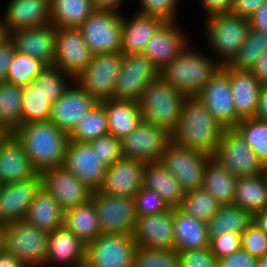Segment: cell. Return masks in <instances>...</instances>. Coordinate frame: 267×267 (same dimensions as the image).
I'll return each instance as SVG.
<instances>
[{
	"label": "cell",
	"instance_id": "1",
	"mask_svg": "<svg viewBox=\"0 0 267 267\" xmlns=\"http://www.w3.org/2000/svg\"><path fill=\"white\" fill-rule=\"evenodd\" d=\"M224 130L198 98L188 97L171 140L179 146L213 156Z\"/></svg>",
	"mask_w": 267,
	"mask_h": 267
},
{
	"label": "cell",
	"instance_id": "2",
	"mask_svg": "<svg viewBox=\"0 0 267 267\" xmlns=\"http://www.w3.org/2000/svg\"><path fill=\"white\" fill-rule=\"evenodd\" d=\"M14 135L38 173L63 166L69 136L52 122L23 124Z\"/></svg>",
	"mask_w": 267,
	"mask_h": 267
},
{
	"label": "cell",
	"instance_id": "3",
	"mask_svg": "<svg viewBox=\"0 0 267 267\" xmlns=\"http://www.w3.org/2000/svg\"><path fill=\"white\" fill-rule=\"evenodd\" d=\"M191 44L160 71V76L175 90L195 97L222 66Z\"/></svg>",
	"mask_w": 267,
	"mask_h": 267
},
{
	"label": "cell",
	"instance_id": "4",
	"mask_svg": "<svg viewBox=\"0 0 267 267\" xmlns=\"http://www.w3.org/2000/svg\"><path fill=\"white\" fill-rule=\"evenodd\" d=\"M187 98L159 76L143 90L138 102L143 121L171 134L178 125Z\"/></svg>",
	"mask_w": 267,
	"mask_h": 267
},
{
	"label": "cell",
	"instance_id": "5",
	"mask_svg": "<svg viewBox=\"0 0 267 267\" xmlns=\"http://www.w3.org/2000/svg\"><path fill=\"white\" fill-rule=\"evenodd\" d=\"M204 35L210 54L221 65L235 57L250 29L249 19L231 13L216 14L203 19Z\"/></svg>",
	"mask_w": 267,
	"mask_h": 267
},
{
	"label": "cell",
	"instance_id": "6",
	"mask_svg": "<svg viewBox=\"0 0 267 267\" xmlns=\"http://www.w3.org/2000/svg\"><path fill=\"white\" fill-rule=\"evenodd\" d=\"M4 227V250L26 267H46L49 233L26 220L8 223Z\"/></svg>",
	"mask_w": 267,
	"mask_h": 267
},
{
	"label": "cell",
	"instance_id": "7",
	"mask_svg": "<svg viewBox=\"0 0 267 267\" xmlns=\"http://www.w3.org/2000/svg\"><path fill=\"white\" fill-rule=\"evenodd\" d=\"M122 61L121 51L94 55L74 81L97 103L113 99Z\"/></svg>",
	"mask_w": 267,
	"mask_h": 267
},
{
	"label": "cell",
	"instance_id": "8",
	"mask_svg": "<svg viewBox=\"0 0 267 267\" xmlns=\"http://www.w3.org/2000/svg\"><path fill=\"white\" fill-rule=\"evenodd\" d=\"M212 158L237 178L255 176L267 171V168L234 128L223 131Z\"/></svg>",
	"mask_w": 267,
	"mask_h": 267
},
{
	"label": "cell",
	"instance_id": "9",
	"mask_svg": "<svg viewBox=\"0 0 267 267\" xmlns=\"http://www.w3.org/2000/svg\"><path fill=\"white\" fill-rule=\"evenodd\" d=\"M137 245L130 234L102 233L86 244L87 267H132Z\"/></svg>",
	"mask_w": 267,
	"mask_h": 267
},
{
	"label": "cell",
	"instance_id": "10",
	"mask_svg": "<svg viewBox=\"0 0 267 267\" xmlns=\"http://www.w3.org/2000/svg\"><path fill=\"white\" fill-rule=\"evenodd\" d=\"M211 158V155L179 146L171 140L160 161L178 179L183 191L189 192L202 188L205 166Z\"/></svg>",
	"mask_w": 267,
	"mask_h": 267
},
{
	"label": "cell",
	"instance_id": "11",
	"mask_svg": "<svg viewBox=\"0 0 267 267\" xmlns=\"http://www.w3.org/2000/svg\"><path fill=\"white\" fill-rule=\"evenodd\" d=\"M79 29L93 56L121 51L122 14L95 10Z\"/></svg>",
	"mask_w": 267,
	"mask_h": 267
},
{
	"label": "cell",
	"instance_id": "12",
	"mask_svg": "<svg viewBox=\"0 0 267 267\" xmlns=\"http://www.w3.org/2000/svg\"><path fill=\"white\" fill-rule=\"evenodd\" d=\"M101 232L105 234H133L137 221L135 200L133 197L111 196L93 191L91 196Z\"/></svg>",
	"mask_w": 267,
	"mask_h": 267
},
{
	"label": "cell",
	"instance_id": "13",
	"mask_svg": "<svg viewBox=\"0 0 267 267\" xmlns=\"http://www.w3.org/2000/svg\"><path fill=\"white\" fill-rule=\"evenodd\" d=\"M159 76V69L143 53L123 54L113 99L138 103L143 90Z\"/></svg>",
	"mask_w": 267,
	"mask_h": 267
},
{
	"label": "cell",
	"instance_id": "14",
	"mask_svg": "<svg viewBox=\"0 0 267 267\" xmlns=\"http://www.w3.org/2000/svg\"><path fill=\"white\" fill-rule=\"evenodd\" d=\"M170 141L171 134L166 129L143 121L132 133L120 139L122 157L144 163L157 162Z\"/></svg>",
	"mask_w": 267,
	"mask_h": 267
},
{
	"label": "cell",
	"instance_id": "15",
	"mask_svg": "<svg viewBox=\"0 0 267 267\" xmlns=\"http://www.w3.org/2000/svg\"><path fill=\"white\" fill-rule=\"evenodd\" d=\"M41 187L50 193L66 211L91 200L93 190L63 166L40 173Z\"/></svg>",
	"mask_w": 267,
	"mask_h": 267
},
{
	"label": "cell",
	"instance_id": "16",
	"mask_svg": "<svg viewBox=\"0 0 267 267\" xmlns=\"http://www.w3.org/2000/svg\"><path fill=\"white\" fill-rule=\"evenodd\" d=\"M55 46L53 65L61 68L73 80L77 79L93 56L80 29L56 28Z\"/></svg>",
	"mask_w": 267,
	"mask_h": 267
},
{
	"label": "cell",
	"instance_id": "17",
	"mask_svg": "<svg viewBox=\"0 0 267 267\" xmlns=\"http://www.w3.org/2000/svg\"><path fill=\"white\" fill-rule=\"evenodd\" d=\"M225 129L236 126V110L229 75L220 68L195 96Z\"/></svg>",
	"mask_w": 267,
	"mask_h": 267
},
{
	"label": "cell",
	"instance_id": "18",
	"mask_svg": "<svg viewBox=\"0 0 267 267\" xmlns=\"http://www.w3.org/2000/svg\"><path fill=\"white\" fill-rule=\"evenodd\" d=\"M132 235L137 248L173 250V208L158 214L137 216Z\"/></svg>",
	"mask_w": 267,
	"mask_h": 267
},
{
	"label": "cell",
	"instance_id": "19",
	"mask_svg": "<svg viewBox=\"0 0 267 267\" xmlns=\"http://www.w3.org/2000/svg\"><path fill=\"white\" fill-rule=\"evenodd\" d=\"M40 188V173L25 181L0 184V224L24 220Z\"/></svg>",
	"mask_w": 267,
	"mask_h": 267
},
{
	"label": "cell",
	"instance_id": "20",
	"mask_svg": "<svg viewBox=\"0 0 267 267\" xmlns=\"http://www.w3.org/2000/svg\"><path fill=\"white\" fill-rule=\"evenodd\" d=\"M63 167L93 191L99 190L103 184L106 168L88 142L69 140Z\"/></svg>",
	"mask_w": 267,
	"mask_h": 267
},
{
	"label": "cell",
	"instance_id": "21",
	"mask_svg": "<svg viewBox=\"0 0 267 267\" xmlns=\"http://www.w3.org/2000/svg\"><path fill=\"white\" fill-rule=\"evenodd\" d=\"M7 4L1 15L7 36L51 23L50 0H10Z\"/></svg>",
	"mask_w": 267,
	"mask_h": 267
},
{
	"label": "cell",
	"instance_id": "22",
	"mask_svg": "<svg viewBox=\"0 0 267 267\" xmlns=\"http://www.w3.org/2000/svg\"><path fill=\"white\" fill-rule=\"evenodd\" d=\"M190 39L177 21H166L148 41L143 54L161 71L191 42Z\"/></svg>",
	"mask_w": 267,
	"mask_h": 267
},
{
	"label": "cell",
	"instance_id": "23",
	"mask_svg": "<svg viewBox=\"0 0 267 267\" xmlns=\"http://www.w3.org/2000/svg\"><path fill=\"white\" fill-rule=\"evenodd\" d=\"M96 103L74 81L52 105L49 121L69 134Z\"/></svg>",
	"mask_w": 267,
	"mask_h": 267
},
{
	"label": "cell",
	"instance_id": "24",
	"mask_svg": "<svg viewBox=\"0 0 267 267\" xmlns=\"http://www.w3.org/2000/svg\"><path fill=\"white\" fill-rule=\"evenodd\" d=\"M145 163L121 157L106 169L101 192L118 197H134L142 188Z\"/></svg>",
	"mask_w": 267,
	"mask_h": 267
},
{
	"label": "cell",
	"instance_id": "25",
	"mask_svg": "<svg viewBox=\"0 0 267 267\" xmlns=\"http://www.w3.org/2000/svg\"><path fill=\"white\" fill-rule=\"evenodd\" d=\"M38 172L14 134L0 136V184L15 183L35 177Z\"/></svg>",
	"mask_w": 267,
	"mask_h": 267
},
{
	"label": "cell",
	"instance_id": "26",
	"mask_svg": "<svg viewBox=\"0 0 267 267\" xmlns=\"http://www.w3.org/2000/svg\"><path fill=\"white\" fill-rule=\"evenodd\" d=\"M16 51L53 65L55 58L56 27L50 23L41 27L22 29L9 35Z\"/></svg>",
	"mask_w": 267,
	"mask_h": 267
},
{
	"label": "cell",
	"instance_id": "27",
	"mask_svg": "<svg viewBox=\"0 0 267 267\" xmlns=\"http://www.w3.org/2000/svg\"><path fill=\"white\" fill-rule=\"evenodd\" d=\"M230 77L231 92L236 110V125L240 120L253 118L258 107L262 84L250 70H238L227 65L221 67Z\"/></svg>",
	"mask_w": 267,
	"mask_h": 267
},
{
	"label": "cell",
	"instance_id": "28",
	"mask_svg": "<svg viewBox=\"0 0 267 267\" xmlns=\"http://www.w3.org/2000/svg\"><path fill=\"white\" fill-rule=\"evenodd\" d=\"M85 251L86 244L63 226L49 233L46 267L83 266Z\"/></svg>",
	"mask_w": 267,
	"mask_h": 267
},
{
	"label": "cell",
	"instance_id": "29",
	"mask_svg": "<svg viewBox=\"0 0 267 267\" xmlns=\"http://www.w3.org/2000/svg\"><path fill=\"white\" fill-rule=\"evenodd\" d=\"M122 13L121 52L123 54L143 53L148 41L166 22L154 15H145L135 11L127 17ZM129 18V19H128Z\"/></svg>",
	"mask_w": 267,
	"mask_h": 267
},
{
	"label": "cell",
	"instance_id": "30",
	"mask_svg": "<svg viewBox=\"0 0 267 267\" xmlns=\"http://www.w3.org/2000/svg\"><path fill=\"white\" fill-rule=\"evenodd\" d=\"M174 251H191L210 247L208 225L173 208Z\"/></svg>",
	"mask_w": 267,
	"mask_h": 267
},
{
	"label": "cell",
	"instance_id": "31",
	"mask_svg": "<svg viewBox=\"0 0 267 267\" xmlns=\"http://www.w3.org/2000/svg\"><path fill=\"white\" fill-rule=\"evenodd\" d=\"M142 187L156 191L170 208L180 207L185 192L161 161L145 163Z\"/></svg>",
	"mask_w": 267,
	"mask_h": 267
},
{
	"label": "cell",
	"instance_id": "32",
	"mask_svg": "<svg viewBox=\"0 0 267 267\" xmlns=\"http://www.w3.org/2000/svg\"><path fill=\"white\" fill-rule=\"evenodd\" d=\"M24 220L46 233H52L64 226V210L56 199L41 187Z\"/></svg>",
	"mask_w": 267,
	"mask_h": 267
},
{
	"label": "cell",
	"instance_id": "33",
	"mask_svg": "<svg viewBox=\"0 0 267 267\" xmlns=\"http://www.w3.org/2000/svg\"><path fill=\"white\" fill-rule=\"evenodd\" d=\"M101 103L106 109L109 134L118 139L132 133L143 122L137 102L110 99Z\"/></svg>",
	"mask_w": 267,
	"mask_h": 267
},
{
	"label": "cell",
	"instance_id": "34",
	"mask_svg": "<svg viewBox=\"0 0 267 267\" xmlns=\"http://www.w3.org/2000/svg\"><path fill=\"white\" fill-rule=\"evenodd\" d=\"M233 204L252 216L267 207V171L255 176L238 177Z\"/></svg>",
	"mask_w": 267,
	"mask_h": 267
},
{
	"label": "cell",
	"instance_id": "35",
	"mask_svg": "<svg viewBox=\"0 0 267 267\" xmlns=\"http://www.w3.org/2000/svg\"><path fill=\"white\" fill-rule=\"evenodd\" d=\"M237 177L211 158L203 173L202 188L208 191L220 206L233 204Z\"/></svg>",
	"mask_w": 267,
	"mask_h": 267
},
{
	"label": "cell",
	"instance_id": "36",
	"mask_svg": "<svg viewBox=\"0 0 267 267\" xmlns=\"http://www.w3.org/2000/svg\"><path fill=\"white\" fill-rule=\"evenodd\" d=\"M64 227L85 244L94 241L102 234L99 218L91 200L64 211Z\"/></svg>",
	"mask_w": 267,
	"mask_h": 267
},
{
	"label": "cell",
	"instance_id": "37",
	"mask_svg": "<svg viewBox=\"0 0 267 267\" xmlns=\"http://www.w3.org/2000/svg\"><path fill=\"white\" fill-rule=\"evenodd\" d=\"M23 87L0 82V130L14 134L22 126Z\"/></svg>",
	"mask_w": 267,
	"mask_h": 267
},
{
	"label": "cell",
	"instance_id": "38",
	"mask_svg": "<svg viewBox=\"0 0 267 267\" xmlns=\"http://www.w3.org/2000/svg\"><path fill=\"white\" fill-rule=\"evenodd\" d=\"M51 23L56 28L79 29L95 11L92 0H50Z\"/></svg>",
	"mask_w": 267,
	"mask_h": 267
},
{
	"label": "cell",
	"instance_id": "39",
	"mask_svg": "<svg viewBox=\"0 0 267 267\" xmlns=\"http://www.w3.org/2000/svg\"><path fill=\"white\" fill-rule=\"evenodd\" d=\"M253 216L235 204L220 206L207 223L209 240L225 232L242 234L252 223Z\"/></svg>",
	"mask_w": 267,
	"mask_h": 267
},
{
	"label": "cell",
	"instance_id": "40",
	"mask_svg": "<svg viewBox=\"0 0 267 267\" xmlns=\"http://www.w3.org/2000/svg\"><path fill=\"white\" fill-rule=\"evenodd\" d=\"M106 134H109L106 109L102 103H96L68 136L73 142H90Z\"/></svg>",
	"mask_w": 267,
	"mask_h": 267
},
{
	"label": "cell",
	"instance_id": "41",
	"mask_svg": "<svg viewBox=\"0 0 267 267\" xmlns=\"http://www.w3.org/2000/svg\"><path fill=\"white\" fill-rule=\"evenodd\" d=\"M52 105L51 97L41 91L39 86L31 83L23 87L22 125L49 121Z\"/></svg>",
	"mask_w": 267,
	"mask_h": 267
},
{
	"label": "cell",
	"instance_id": "42",
	"mask_svg": "<svg viewBox=\"0 0 267 267\" xmlns=\"http://www.w3.org/2000/svg\"><path fill=\"white\" fill-rule=\"evenodd\" d=\"M266 49L267 32L250 27L244 43L227 66L238 70H251Z\"/></svg>",
	"mask_w": 267,
	"mask_h": 267
},
{
	"label": "cell",
	"instance_id": "43",
	"mask_svg": "<svg viewBox=\"0 0 267 267\" xmlns=\"http://www.w3.org/2000/svg\"><path fill=\"white\" fill-rule=\"evenodd\" d=\"M234 129L267 168V122L254 117L243 119L237 123Z\"/></svg>",
	"mask_w": 267,
	"mask_h": 267
},
{
	"label": "cell",
	"instance_id": "44",
	"mask_svg": "<svg viewBox=\"0 0 267 267\" xmlns=\"http://www.w3.org/2000/svg\"><path fill=\"white\" fill-rule=\"evenodd\" d=\"M219 207L220 205L208 191L199 188L185 192L179 208L196 220L208 223Z\"/></svg>",
	"mask_w": 267,
	"mask_h": 267
},
{
	"label": "cell",
	"instance_id": "45",
	"mask_svg": "<svg viewBox=\"0 0 267 267\" xmlns=\"http://www.w3.org/2000/svg\"><path fill=\"white\" fill-rule=\"evenodd\" d=\"M46 67L42 61L15 50L6 82L20 87L31 84Z\"/></svg>",
	"mask_w": 267,
	"mask_h": 267
},
{
	"label": "cell",
	"instance_id": "46",
	"mask_svg": "<svg viewBox=\"0 0 267 267\" xmlns=\"http://www.w3.org/2000/svg\"><path fill=\"white\" fill-rule=\"evenodd\" d=\"M73 82L74 80L58 66L46 65L32 83L51 97V103L54 104Z\"/></svg>",
	"mask_w": 267,
	"mask_h": 267
},
{
	"label": "cell",
	"instance_id": "47",
	"mask_svg": "<svg viewBox=\"0 0 267 267\" xmlns=\"http://www.w3.org/2000/svg\"><path fill=\"white\" fill-rule=\"evenodd\" d=\"M132 267H178L174 250L137 248Z\"/></svg>",
	"mask_w": 267,
	"mask_h": 267
},
{
	"label": "cell",
	"instance_id": "48",
	"mask_svg": "<svg viewBox=\"0 0 267 267\" xmlns=\"http://www.w3.org/2000/svg\"><path fill=\"white\" fill-rule=\"evenodd\" d=\"M88 143L106 169L122 157L120 139L111 134L100 136Z\"/></svg>",
	"mask_w": 267,
	"mask_h": 267
},
{
	"label": "cell",
	"instance_id": "49",
	"mask_svg": "<svg viewBox=\"0 0 267 267\" xmlns=\"http://www.w3.org/2000/svg\"><path fill=\"white\" fill-rule=\"evenodd\" d=\"M133 198L137 216L158 214L170 209L162 196L149 188L142 187Z\"/></svg>",
	"mask_w": 267,
	"mask_h": 267
},
{
	"label": "cell",
	"instance_id": "50",
	"mask_svg": "<svg viewBox=\"0 0 267 267\" xmlns=\"http://www.w3.org/2000/svg\"><path fill=\"white\" fill-rule=\"evenodd\" d=\"M241 250L257 259L267 255V234L254 222L241 234Z\"/></svg>",
	"mask_w": 267,
	"mask_h": 267
},
{
	"label": "cell",
	"instance_id": "51",
	"mask_svg": "<svg viewBox=\"0 0 267 267\" xmlns=\"http://www.w3.org/2000/svg\"><path fill=\"white\" fill-rule=\"evenodd\" d=\"M136 12L145 15H154L165 21H177V12L180 0H138Z\"/></svg>",
	"mask_w": 267,
	"mask_h": 267
},
{
	"label": "cell",
	"instance_id": "52",
	"mask_svg": "<svg viewBox=\"0 0 267 267\" xmlns=\"http://www.w3.org/2000/svg\"><path fill=\"white\" fill-rule=\"evenodd\" d=\"M175 253L178 267H218V259L210 247Z\"/></svg>",
	"mask_w": 267,
	"mask_h": 267
},
{
	"label": "cell",
	"instance_id": "53",
	"mask_svg": "<svg viewBox=\"0 0 267 267\" xmlns=\"http://www.w3.org/2000/svg\"><path fill=\"white\" fill-rule=\"evenodd\" d=\"M210 249L219 260L241 250V235L225 232L210 240Z\"/></svg>",
	"mask_w": 267,
	"mask_h": 267
},
{
	"label": "cell",
	"instance_id": "54",
	"mask_svg": "<svg viewBox=\"0 0 267 267\" xmlns=\"http://www.w3.org/2000/svg\"><path fill=\"white\" fill-rule=\"evenodd\" d=\"M218 267H257V258L239 250L218 260Z\"/></svg>",
	"mask_w": 267,
	"mask_h": 267
},
{
	"label": "cell",
	"instance_id": "55",
	"mask_svg": "<svg viewBox=\"0 0 267 267\" xmlns=\"http://www.w3.org/2000/svg\"><path fill=\"white\" fill-rule=\"evenodd\" d=\"M15 50V45L9 36L0 42V82L6 81Z\"/></svg>",
	"mask_w": 267,
	"mask_h": 267
},
{
	"label": "cell",
	"instance_id": "56",
	"mask_svg": "<svg viewBox=\"0 0 267 267\" xmlns=\"http://www.w3.org/2000/svg\"><path fill=\"white\" fill-rule=\"evenodd\" d=\"M265 2V0H233L230 13L249 19Z\"/></svg>",
	"mask_w": 267,
	"mask_h": 267
},
{
	"label": "cell",
	"instance_id": "57",
	"mask_svg": "<svg viewBox=\"0 0 267 267\" xmlns=\"http://www.w3.org/2000/svg\"><path fill=\"white\" fill-rule=\"evenodd\" d=\"M199 2L205 12L202 16L205 17L203 19L216 14L230 13L233 5V0H199Z\"/></svg>",
	"mask_w": 267,
	"mask_h": 267
},
{
	"label": "cell",
	"instance_id": "58",
	"mask_svg": "<svg viewBox=\"0 0 267 267\" xmlns=\"http://www.w3.org/2000/svg\"><path fill=\"white\" fill-rule=\"evenodd\" d=\"M250 27L256 30L267 32V0L249 18Z\"/></svg>",
	"mask_w": 267,
	"mask_h": 267
},
{
	"label": "cell",
	"instance_id": "59",
	"mask_svg": "<svg viewBox=\"0 0 267 267\" xmlns=\"http://www.w3.org/2000/svg\"><path fill=\"white\" fill-rule=\"evenodd\" d=\"M250 71L262 85H267V49L260 55Z\"/></svg>",
	"mask_w": 267,
	"mask_h": 267
},
{
	"label": "cell",
	"instance_id": "60",
	"mask_svg": "<svg viewBox=\"0 0 267 267\" xmlns=\"http://www.w3.org/2000/svg\"><path fill=\"white\" fill-rule=\"evenodd\" d=\"M128 0H92V4L95 10L102 11H112L116 13H121V9L123 3L126 4ZM120 7V8H119Z\"/></svg>",
	"mask_w": 267,
	"mask_h": 267
},
{
	"label": "cell",
	"instance_id": "61",
	"mask_svg": "<svg viewBox=\"0 0 267 267\" xmlns=\"http://www.w3.org/2000/svg\"><path fill=\"white\" fill-rule=\"evenodd\" d=\"M254 118L267 122V85H262L258 96V107Z\"/></svg>",
	"mask_w": 267,
	"mask_h": 267
},
{
	"label": "cell",
	"instance_id": "62",
	"mask_svg": "<svg viewBox=\"0 0 267 267\" xmlns=\"http://www.w3.org/2000/svg\"><path fill=\"white\" fill-rule=\"evenodd\" d=\"M0 267H26L20 260L13 255L3 252L0 254Z\"/></svg>",
	"mask_w": 267,
	"mask_h": 267
},
{
	"label": "cell",
	"instance_id": "63",
	"mask_svg": "<svg viewBox=\"0 0 267 267\" xmlns=\"http://www.w3.org/2000/svg\"><path fill=\"white\" fill-rule=\"evenodd\" d=\"M260 229L267 234V207L253 215V220Z\"/></svg>",
	"mask_w": 267,
	"mask_h": 267
},
{
	"label": "cell",
	"instance_id": "64",
	"mask_svg": "<svg viewBox=\"0 0 267 267\" xmlns=\"http://www.w3.org/2000/svg\"><path fill=\"white\" fill-rule=\"evenodd\" d=\"M4 251V227L0 224V254Z\"/></svg>",
	"mask_w": 267,
	"mask_h": 267
},
{
	"label": "cell",
	"instance_id": "65",
	"mask_svg": "<svg viewBox=\"0 0 267 267\" xmlns=\"http://www.w3.org/2000/svg\"><path fill=\"white\" fill-rule=\"evenodd\" d=\"M257 267H267V255L257 259Z\"/></svg>",
	"mask_w": 267,
	"mask_h": 267
},
{
	"label": "cell",
	"instance_id": "66",
	"mask_svg": "<svg viewBox=\"0 0 267 267\" xmlns=\"http://www.w3.org/2000/svg\"><path fill=\"white\" fill-rule=\"evenodd\" d=\"M6 31L4 29L3 23L0 18V42H2L5 38H7Z\"/></svg>",
	"mask_w": 267,
	"mask_h": 267
}]
</instances>
